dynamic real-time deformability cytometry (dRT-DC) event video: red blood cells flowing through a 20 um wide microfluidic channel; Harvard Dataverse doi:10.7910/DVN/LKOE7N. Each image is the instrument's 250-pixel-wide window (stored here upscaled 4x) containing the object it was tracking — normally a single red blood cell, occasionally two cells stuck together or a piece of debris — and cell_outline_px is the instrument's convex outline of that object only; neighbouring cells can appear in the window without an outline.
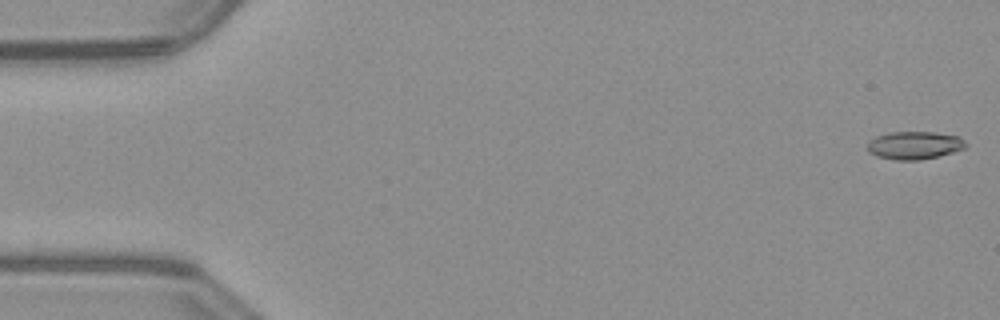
{"species": "common noctule bat (a hibernating species)", "species_latin": "Nyctalus noctula", "temperature_condition": "warm", "stored_images_in_passage": 52, "camera_frame_rate_fps": 3000, "um_per_image_px": 0.085, "animal": {"sex": "male", "body_mass_g": 23.1, "forearm_length_mm": 52.7}, "frame": {"image": 1, "passage_image": 1, "time_ms": 0.0, "image_size_px": [1000, 320], "cell_outline_px": [[968, 144], [964, 148], [952, 152], [920, 160], [896, 160], [876, 156], [868, 152], [868, 140], [876, 136], [888, 132], [936, 132], [960, 136]], "centroid_in_image_um": [77.71, 12.34], "position_along_channel_um": 7.3, "area_um2": 16.07}}
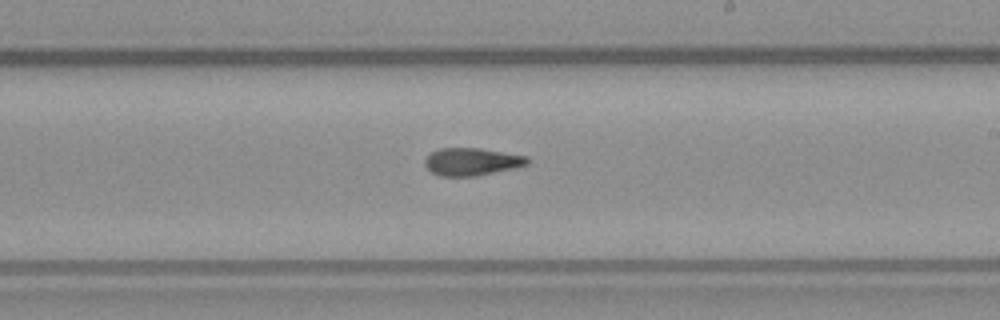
{"frame": {"image": 2, "passage_image": 30, "time_ms": 9.667, "image_size_px": [1000, 320], "cell_outline_px": [[528, 164], [516, 168], [476, 176], [440, 176], [432, 172], [424, 164], [424, 160], [432, 152], [440, 148], [480, 148], [528, 156]], "centroid_in_image_um": [40.12, 13.74], "position_along_channel_um": 248.9, "area_um2": 16.47}}
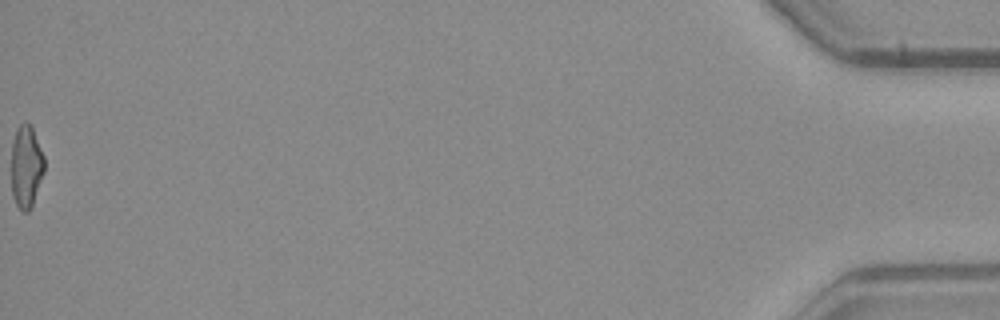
{"frame": {"image": 3, "passage_image": 52, "time_ms": 17.0, "image_size_px": [1000, 320], "cell_outline_px": [[44, 172], [32, 204], [28, 212], [24, 212], [16, 204], [12, 196], [12, 140], [16, 128], [20, 124], [32, 124], [44, 156]], "centroid_in_image_um": [2.23, 14.12], "position_along_channel_um": 433.0, "area_um2": 15.84}, "authors_computed_cell_mechanics": {"area_um2": 16.4441, "velocity_mm_per_s": 4.031, "shape_relaxation_time_tau1_ms": null, "shape_relaxation_time_tau2_ms": 4.6453, "deformation_change_tau1": null, "deformation_change_tau2": 0.1301}}